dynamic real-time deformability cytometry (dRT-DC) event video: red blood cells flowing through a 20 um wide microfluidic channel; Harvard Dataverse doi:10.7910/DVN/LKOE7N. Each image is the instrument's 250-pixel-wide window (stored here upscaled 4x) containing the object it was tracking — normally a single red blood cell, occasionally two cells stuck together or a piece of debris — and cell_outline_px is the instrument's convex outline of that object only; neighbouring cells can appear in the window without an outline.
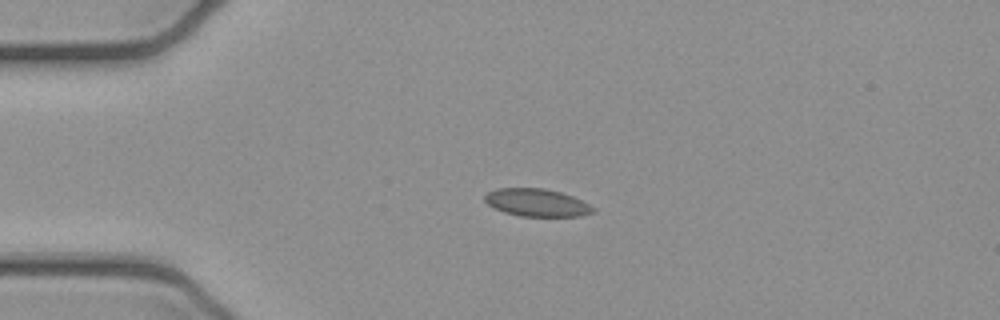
{"species": "common noctule bat (a hibernating species)", "species_latin": "Nyctalus noctula", "temperature_condition": "cold", "stored_images_in_passage": 6, "camera_frame_rate_fps": 3000, "um_per_image_px": 0.085, "animal": {"sex": "female", "body_mass_g": 21.9}, "frame": {"image": 1, "passage_image": 2, "time_ms": 0.333, "image_size_px": [1000, 320], "cell_outline_px": [[596, 212], [580, 216], [520, 216], [504, 212], [492, 208], [484, 200], [484, 196], [488, 192], [496, 188], [544, 188], [560, 192], [572, 196], [596, 208]], "centroid_in_image_um": [45.61, 17.22], "position_along_channel_um": 39.4, "area_um2": 17.51}}
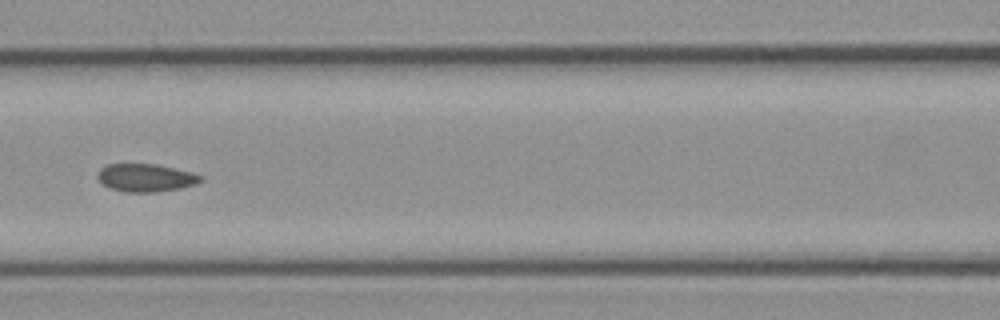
{"frame": {"image": 2, "passage_image": 5, "time_ms": 1.333, "image_size_px": [1000, 320], "cell_outline_px": [[204, 180], [196, 184], [180, 188], [156, 192], [124, 192], [108, 188], [100, 184], [96, 176], [100, 168], [108, 164], [156, 164], [192, 172], [204, 176]], "centroid_in_image_um": [12.37, 15.11], "position_along_channel_um": 154.2, "area_um2": 17.05}}
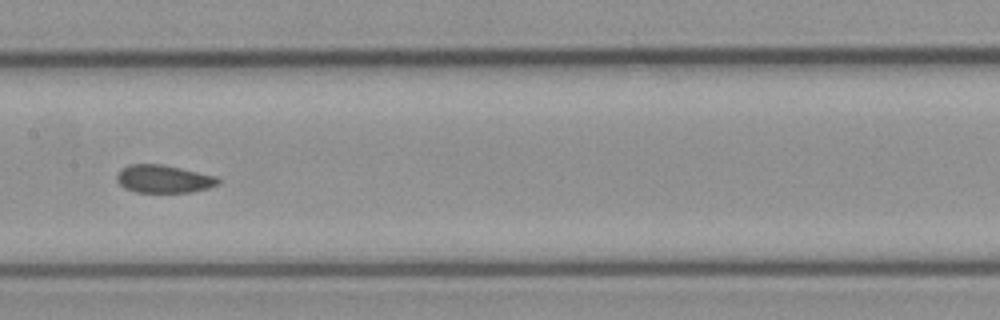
{"frame": {"image": 3, "passage_image": 6, "time_ms": 1.667, "image_size_px": [1000, 320], "cell_outline_px": [[220, 184], [208, 188], [192, 192], [136, 192], [124, 188], [116, 180], [116, 172], [120, 168], [128, 164], [164, 164], [220, 176]], "centroid_in_image_um": [13.93, 15.19], "position_along_channel_um": 193.5, "area_um2": 16.94}}